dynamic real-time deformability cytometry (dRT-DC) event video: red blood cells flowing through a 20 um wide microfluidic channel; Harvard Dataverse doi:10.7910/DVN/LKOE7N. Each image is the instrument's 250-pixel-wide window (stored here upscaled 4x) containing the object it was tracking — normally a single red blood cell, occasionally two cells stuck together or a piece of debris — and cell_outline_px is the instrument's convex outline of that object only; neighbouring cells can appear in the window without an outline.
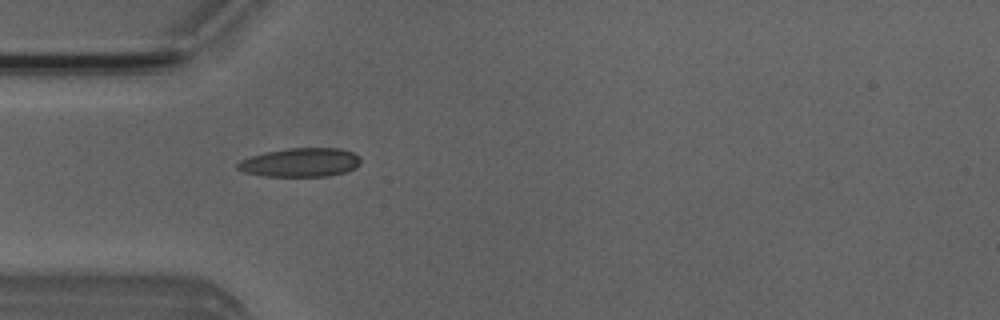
{"species": "Egyptian fruit bat (a non-hibernating species)", "species_latin": "Rousettus aegyptiacus", "temperature_condition": "room temperature", "stored_images_in_passage": 3, "camera_frame_rate_fps": 3000, "um_per_image_px": 0.085, "animal": {"sex": "male"}, "frame": {"image": 1, "passage_image": 3, "time_ms": 3.333, "image_size_px": [1000, 320], "cell_outline_px": [[360, 164], [356, 168], [344, 172], [328, 176], [264, 176], [244, 172], [236, 168], [236, 164], [240, 160], [264, 152], [288, 148], [340, 148], [352, 152], [360, 156]], "centroid_in_image_um": [25.54, 13.8], "position_along_channel_um": 59.5, "area_um2": 20.75}}